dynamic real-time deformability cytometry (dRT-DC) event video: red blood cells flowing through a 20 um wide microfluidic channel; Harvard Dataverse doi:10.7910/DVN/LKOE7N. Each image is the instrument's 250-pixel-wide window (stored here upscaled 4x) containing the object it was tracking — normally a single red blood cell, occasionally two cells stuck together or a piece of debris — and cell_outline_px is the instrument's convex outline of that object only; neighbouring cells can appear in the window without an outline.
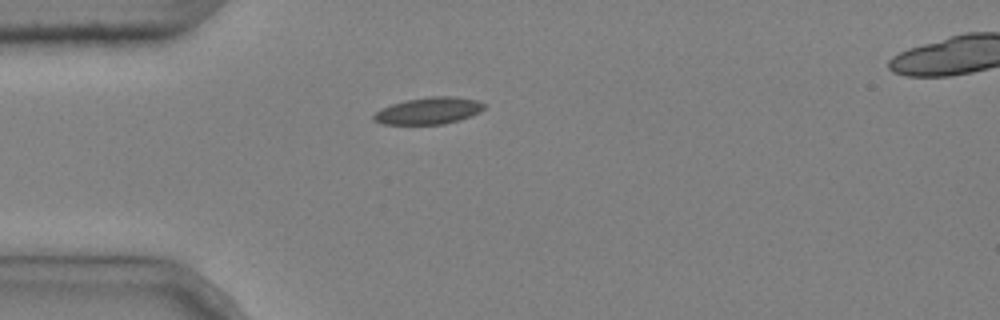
{"species": "common noctule bat (a hibernating species)", "species_latin": "Nyctalus noctula", "temperature_condition": "cold", "stored_images_in_passage": 2, "camera_frame_rate_fps": 3000, "um_per_image_px": 0.085, "animal": {"sex": "male", "body_mass_g": 20.4}, "frame": {"image": 1, "passage_image": 1, "time_ms": 0.0, "image_size_px": [1000, 320], "cell_outline_px": [[484, 108], [480, 112], [472, 116], [460, 120], [444, 124], [384, 124], [372, 120], [372, 116], [380, 108], [404, 100], [428, 96], [452, 96], [476, 100], [484, 104]], "centroid_in_image_um": [36.42, 9.41], "position_along_channel_um": 48.6, "area_um2": 17.4}}